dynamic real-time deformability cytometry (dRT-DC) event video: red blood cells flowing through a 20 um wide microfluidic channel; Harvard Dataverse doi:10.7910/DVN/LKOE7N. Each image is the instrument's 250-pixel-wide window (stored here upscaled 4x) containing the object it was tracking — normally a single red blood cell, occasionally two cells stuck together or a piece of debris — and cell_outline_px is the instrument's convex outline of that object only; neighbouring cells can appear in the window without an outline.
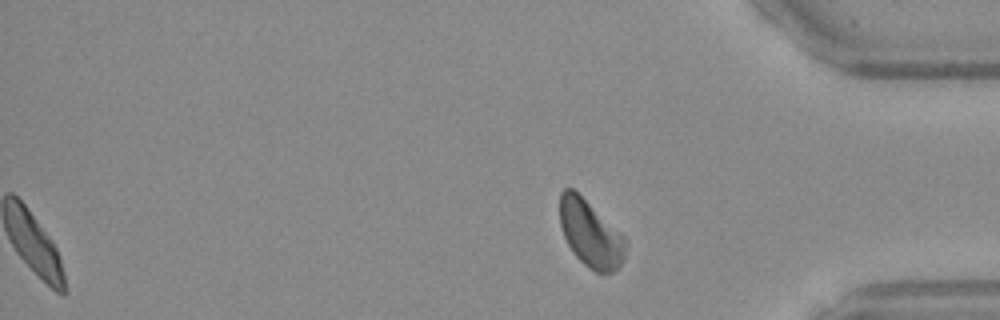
{"species": "Egyptian fruit bat (a non-hibernating species)", "species_latin": "Rousettus aegyptiacus", "temperature_condition": "warm", "stored_images_in_passage": 50, "segment_of_instrument_passage": [2, 2], "camera_frame_rate_fps": 3000, "um_per_image_px": 0.085, "frame": {"image": 1, "passage_image": 50, "time_ms": 16.333, "image_size_px": [1000, 320], "cell_outline_px": [[628, 244], [624, 260], [612, 272], [596, 272], [588, 268], [572, 252], [564, 236], [560, 224], [560, 192], [564, 188], [572, 188], [624, 236], [628, 240]], "centroid_in_image_um": [50.2, 19.89], "position_along_channel_um": 385.0, "area_um2": 25.32}}